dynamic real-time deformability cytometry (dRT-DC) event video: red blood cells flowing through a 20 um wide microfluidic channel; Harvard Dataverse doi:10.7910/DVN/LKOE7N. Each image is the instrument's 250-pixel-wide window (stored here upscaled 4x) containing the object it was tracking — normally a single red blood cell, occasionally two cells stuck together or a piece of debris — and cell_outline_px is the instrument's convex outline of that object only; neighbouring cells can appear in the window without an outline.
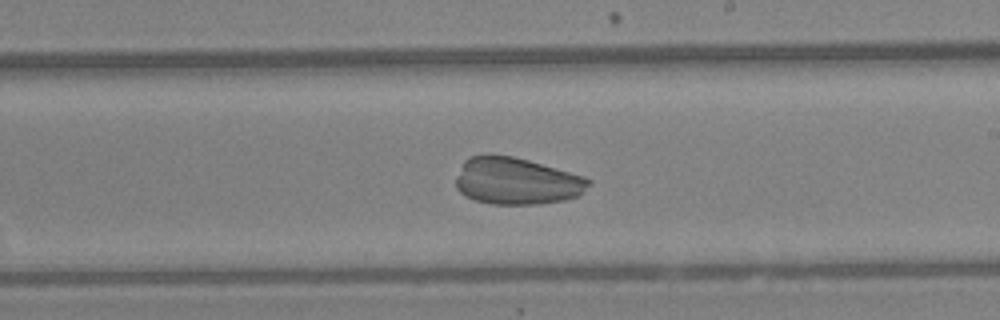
{"species": "Egyptian fruit bat (a non-hibernating species)", "species_latin": "Rousettus aegyptiacus", "temperature_condition": "warm", "stored_images_in_passage": 36, "camera_frame_rate_fps": 3000, "um_per_image_px": 0.085, "animal": {"sex": "female"}, "frame": {"image": 1, "passage_image": 26, "time_ms": 8.333, "image_size_px": [1000, 320], "cell_outline_px": [[592, 184], [580, 196], [564, 200], [540, 204], [492, 204], [476, 200], [460, 192], [456, 188], [456, 180], [464, 160], [468, 156], [512, 156], [528, 160], [584, 176], [592, 180]], "centroid_in_image_um": [43.97, 15.41], "position_along_channel_um": 245.0, "area_um2": 36.13}}